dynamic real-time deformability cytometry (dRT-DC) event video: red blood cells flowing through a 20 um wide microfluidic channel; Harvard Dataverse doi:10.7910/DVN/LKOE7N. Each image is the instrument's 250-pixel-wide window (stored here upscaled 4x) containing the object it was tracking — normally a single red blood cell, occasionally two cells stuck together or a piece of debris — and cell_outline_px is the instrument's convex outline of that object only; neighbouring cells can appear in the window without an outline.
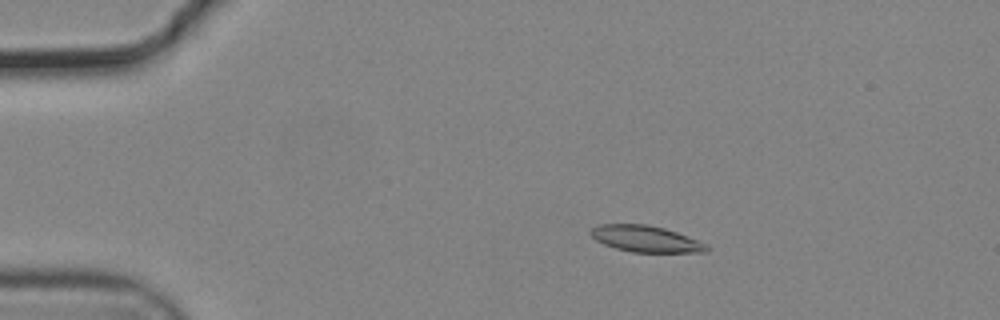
{"species": "common noctule bat (a hibernating species)", "species_latin": "Nyctalus noctula", "temperature_condition": "cold", "stored_images_in_passage": 56, "camera_frame_rate_fps": 3000, "um_per_image_px": 0.085, "animal": {"sex": "male", "body_mass_g": 19.2, "forearm_length_mm": 51.8}, "frame": {"image": 1, "passage_image": 11, "time_ms": 3.333, "image_size_px": [1000, 320], "cell_outline_px": [[708, 252], [632, 252], [616, 248], [604, 244], [596, 240], [588, 232], [592, 228], [600, 224], [648, 224], [664, 228], [688, 236], [708, 244]], "centroid_in_image_um": [54.89, 20.3], "position_along_channel_um": 30.1, "area_um2": 17.8}}
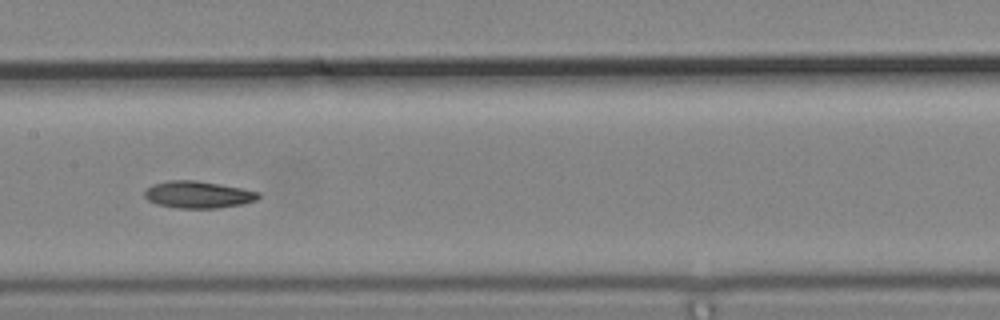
{"frame": {"image": 2, "passage_image": 29, "time_ms": 9.333, "image_size_px": [1000, 320], "cell_outline_px": [[260, 196], [256, 200], [244, 204], [220, 208], [180, 208], [156, 204], [148, 200], [144, 196], [144, 192], [152, 184], [168, 180], [196, 180], [220, 184], [260, 192]], "centroid_in_image_um": [16.84, 16.54], "position_along_channel_um": 190.6, "area_um2": 17.98}}
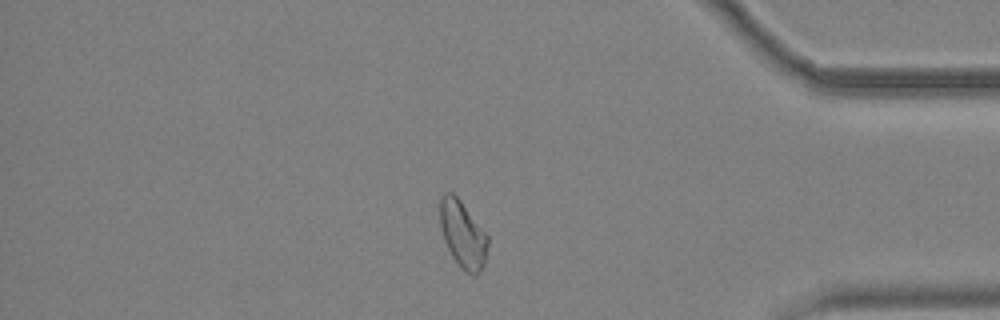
{"frame": {"image": 3, "passage_image": 48, "time_ms": 15.667, "image_size_px": [1000, 320], "cell_outline_px": [[488, 244], [484, 264], [476, 276], [472, 276], [460, 268], [452, 256], [444, 240], [440, 228], [440, 196], [444, 192], [452, 192], [460, 200], [488, 236]], "centroid_in_image_um": [39.32, 19.93], "position_along_channel_um": 395.9, "area_um2": 18.61}, "authors_computed_cell_mechanics": {"area_um2": 17.9758, "velocity_mm_per_s": 3.6999, "shape_relaxation_time_tau1_ms": 9.5917, "shape_relaxation_time_tau2_ms": null, "deformation_change_tau1": 0.1826, "deformation_change_tau2": null}}